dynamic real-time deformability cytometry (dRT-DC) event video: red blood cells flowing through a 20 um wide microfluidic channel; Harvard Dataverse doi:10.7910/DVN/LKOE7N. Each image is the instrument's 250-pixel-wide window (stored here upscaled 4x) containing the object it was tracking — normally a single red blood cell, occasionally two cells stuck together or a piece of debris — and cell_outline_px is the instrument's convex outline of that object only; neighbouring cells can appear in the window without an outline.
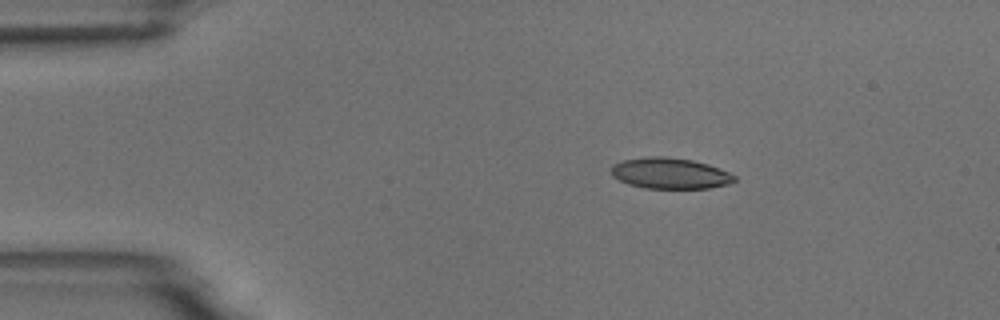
{"species": "common noctule bat (a hibernating species)", "species_latin": "Nyctalus noctula", "temperature_condition": "room temperature", "stored_images_in_passage": 4, "camera_frame_rate_fps": 3000, "um_per_image_px": 0.085, "animal": {"sex": "male", "body_mass_g": 18.8}, "frame": {"image": 1, "passage_image": 3, "time_ms": 2.333, "image_size_px": [1000, 320], "cell_outline_px": [[736, 180], [728, 184], [708, 188], [644, 188], [628, 184], [612, 176], [612, 164], [624, 160], [652, 156], [664, 156], [692, 160], [708, 164], [728, 172], [736, 176]], "centroid_in_image_um": [56.95, 14.73], "position_along_channel_um": 28.0, "area_um2": 22.08}}